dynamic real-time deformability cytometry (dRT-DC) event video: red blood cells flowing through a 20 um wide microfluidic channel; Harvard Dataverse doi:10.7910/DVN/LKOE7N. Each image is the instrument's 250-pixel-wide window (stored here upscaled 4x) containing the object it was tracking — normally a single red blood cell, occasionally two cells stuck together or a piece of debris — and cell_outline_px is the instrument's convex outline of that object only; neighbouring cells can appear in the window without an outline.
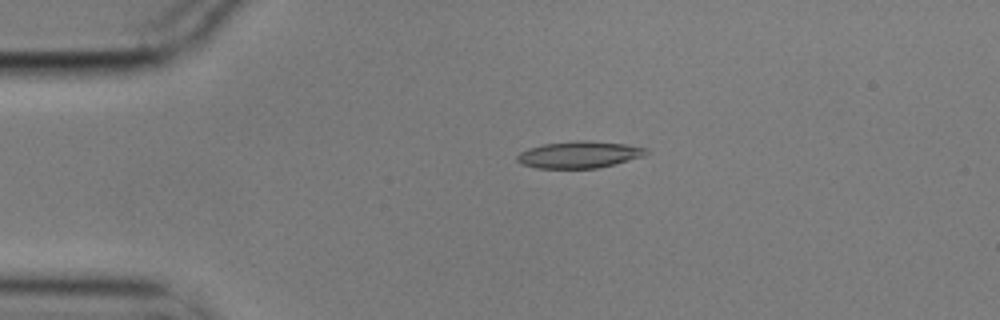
{"species": "common noctule bat (a hibernating species)", "species_latin": "Nyctalus noctula", "temperature_condition": "cold", "stored_images_in_passage": 4, "camera_frame_rate_fps": 3000, "um_per_image_px": 0.085, "animal": {"sex": "male", "body_mass_g": 17.9}, "frame": {"image": 1, "passage_image": 3, "time_ms": 0.667, "image_size_px": [1000, 320], "cell_outline_px": [[648, 152], [644, 156], [616, 164], [596, 168], [536, 168], [520, 164], [516, 160], [516, 156], [520, 152], [528, 148], [544, 144], [576, 140], [588, 140], [628, 144], [648, 148]], "centroid_in_image_um": [49.24, 13.14], "position_along_channel_um": 35.8, "area_um2": 20.4}}